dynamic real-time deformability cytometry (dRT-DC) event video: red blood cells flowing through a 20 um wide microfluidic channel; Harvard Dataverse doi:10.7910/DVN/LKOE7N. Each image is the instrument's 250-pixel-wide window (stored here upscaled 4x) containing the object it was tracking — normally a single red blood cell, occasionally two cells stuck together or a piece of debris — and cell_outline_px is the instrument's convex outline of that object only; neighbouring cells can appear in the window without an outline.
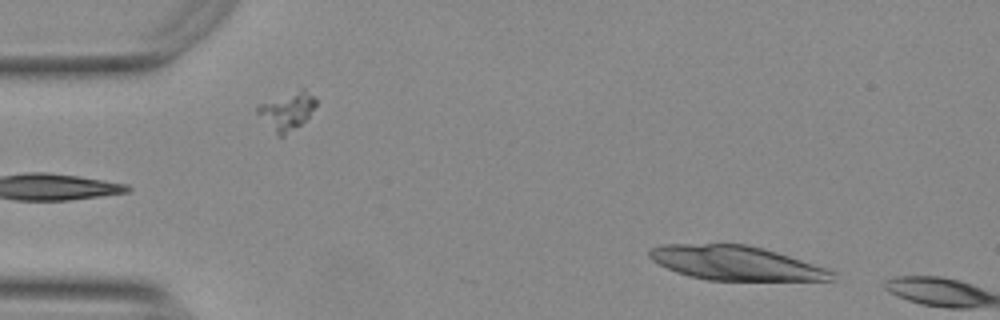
{"species": "Egyptian fruit bat (a non-hibernating species)", "species_latin": "Rousettus aegyptiacus", "temperature_condition": "warm", "stored_images_in_passage": 9, "camera_frame_rate_fps": 3000, "um_per_image_px": 0.085, "animal": {"sex": "female"}, "frame": {"image": 1, "passage_image": 1, "time_ms": 0.0, "image_size_px": [1000, 320], "cell_outline_px": [[836, 280], [708, 280], [688, 276], [676, 272], [652, 260], [648, 256], [648, 252], [652, 248], [660, 244], [744, 244], [764, 248], [836, 272]], "centroid_in_image_um": [62.51, 22.36], "position_along_channel_um": 22.5, "area_um2": 36.13}}